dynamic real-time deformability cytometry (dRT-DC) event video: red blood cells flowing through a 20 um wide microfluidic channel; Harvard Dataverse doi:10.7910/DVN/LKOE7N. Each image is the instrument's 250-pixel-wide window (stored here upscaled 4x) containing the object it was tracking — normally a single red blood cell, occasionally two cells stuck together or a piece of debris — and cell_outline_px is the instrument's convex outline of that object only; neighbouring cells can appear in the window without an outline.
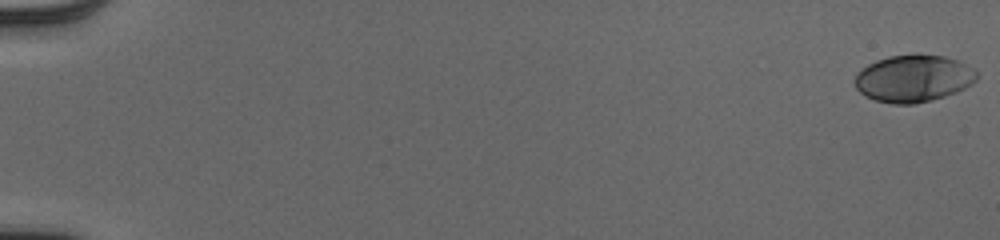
{"species": "human", "species_latin": "Homo sapiens", "temperature_condition": "cold", "stored_images_in_passage": 54, "camera_frame_rate_fps": 3000, "um_per_image_px": 0.085, "donor": {"sex": "male"}, "frame": {"image": 1, "passage_image": 1, "time_ms": 0.0, "image_size_px": [1000, 240], "cell_outline_px": [[980, 76], [972, 84], [956, 92], [944, 96], [912, 104], [892, 104], [876, 100], [864, 96], [856, 88], [852, 80], [856, 72], [868, 64], [876, 60], [888, 56], [916, 52], [944, 56], [960, 60], [972, 68]], "centroid_in_image_um": [77.62, 6.63], "position_along_channel_um": 7.4, "area_um2": 34.16}}
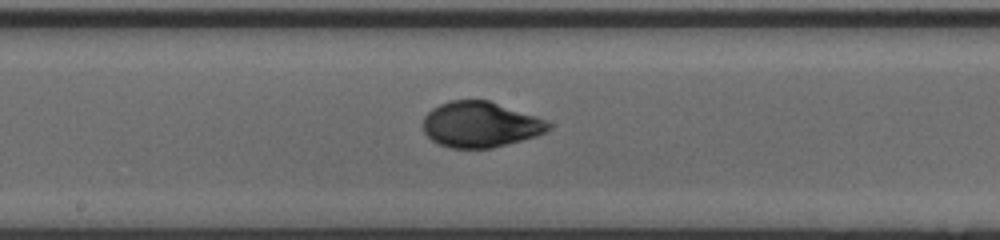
{"frame": {"image": 2, "passage_image": 31, "time_ms": 10.0, "image_size_px": [1000, 240], "cell_outline_px": [[552, 128], [536, 136], [492, 148], [452, 148], [440, 144], [432, 140], [424, 132], [424, 116], [432, 108], [448, 100], [488, 100], [536, 116], [552, 124]], "centroid_in_image_um": [40.83, 10.58], "position_along_channel_um": 207.4, "area_um2": 33.18}}
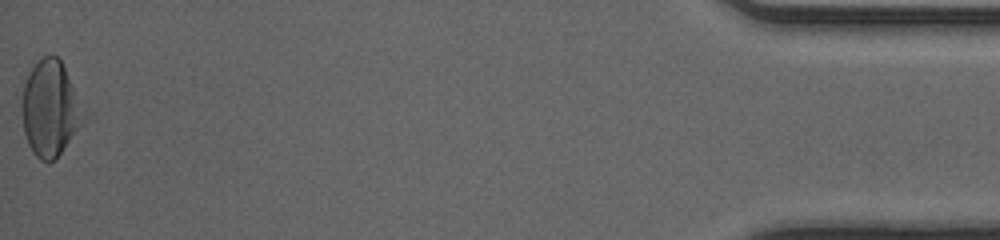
{"frame": {"image": 3, "passage_image": 54, "time_ms": 17.667, "image_size_px": [1000, 240], "cell_outline_px": [[76, 124], [68, 140], [60, 152], [52, 160], [40, 160], [36, 156], [28, 144], [24, 132], [20, 104], [24, 84], [32, 68], [44, 56], [56, 56], [60, 60], [64, 68], [72, 88], [76, 120]], "centroid_in_image_um": [4.06, 9.21], "position_along_channel_um": 431.1, "area_um2": 31.21}, "authors_computed_cell_mechanics": {"area_um2": 32.8304, "velocity_mm_per_s": 4.0221, "shape_relaxation_time_tau1_ms": 3.2994, "shape_relaxation_time_tau2_ms": 0.9961, "deformation_change_tau1": 0.168, "deformation_change_tau2": 0.0276}}